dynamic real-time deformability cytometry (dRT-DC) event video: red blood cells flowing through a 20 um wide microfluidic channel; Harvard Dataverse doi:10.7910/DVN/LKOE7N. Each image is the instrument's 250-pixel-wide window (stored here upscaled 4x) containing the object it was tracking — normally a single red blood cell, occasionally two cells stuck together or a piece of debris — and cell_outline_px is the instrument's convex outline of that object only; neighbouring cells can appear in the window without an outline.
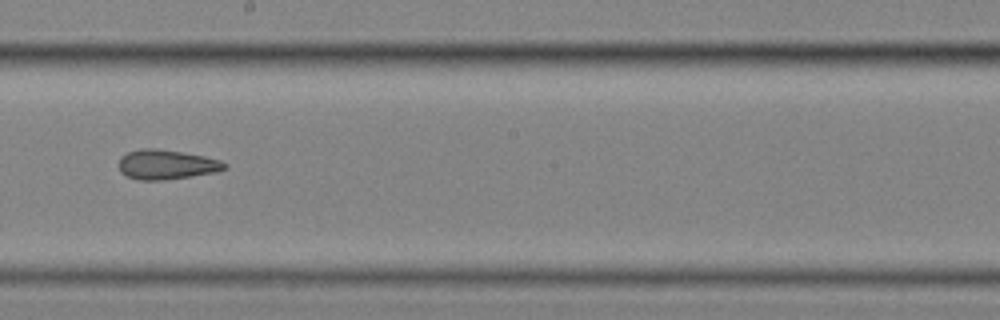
{"species": "common noctule bat (a hibernating species)", "species_latin": "Nyctalus noctula", "temperature_condition": "cold", "stored_images_in_passage": 20, "camera_frame_rate_fps": 3000, "um_per_image_px": 0.085, "animal": {"sex": "female", "body_mass_g": 25.1}, "frame": {"image": 1, "passage_image": 15, "time_ms": 4.667, "image_size_px": [1000, 320], "cell_outline_px": [[228, 168], [216, 172], [192, 176], [164, 180], [140, 180], [128, 176], [120, 172], [116, 164], [120, 156], [128, 152], [140, 148], [156, 148], [204, 156], [220, 160], [228, 164]], "centroid_in_image_um": [14.12, 13.98], "position_along_channel_um": 234.1, "area_um2": 18.5}}